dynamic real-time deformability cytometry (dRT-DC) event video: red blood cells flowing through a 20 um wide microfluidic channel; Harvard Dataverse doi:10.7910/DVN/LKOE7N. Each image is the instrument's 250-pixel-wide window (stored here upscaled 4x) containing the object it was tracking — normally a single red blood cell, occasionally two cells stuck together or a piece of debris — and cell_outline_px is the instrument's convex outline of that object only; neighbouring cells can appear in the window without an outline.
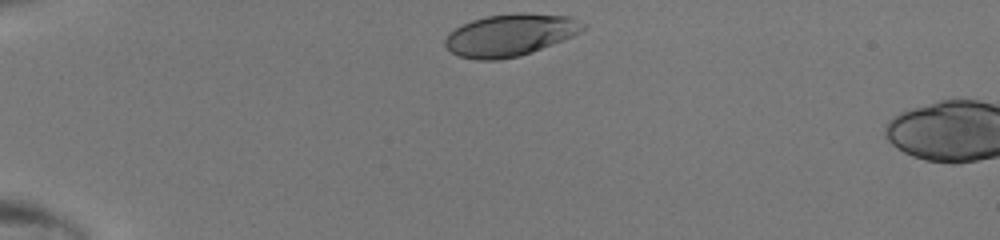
{"species": "human", "species_latin": "Homo sapiens", "temperature_condition": "room temperature", "stored_images_in_passage": 4, "camera_frame_rate_fps": 3000, "um_per_image_px": 0.085, "donor": {"sex": "male"}, "frame": {"image": 1, "passage_image": 1, "time_ms": 0.0, "image_size_px": [1000, 240], "cell_outline_px": [[588, 28], [564, 40], [532, 52], [520, 56], [500, 60], [476, 60], [460, 56], [452, 52], [444, 44], [444, 40], [448, 32], [472, 20], [488, 16], [516, 12], [528, 12], [568, 16], [584, 24]], "centroid_in_image_um": [43.37, 2.97], "position_along_channel_um": 41.6, "area_um2": 33.99}}